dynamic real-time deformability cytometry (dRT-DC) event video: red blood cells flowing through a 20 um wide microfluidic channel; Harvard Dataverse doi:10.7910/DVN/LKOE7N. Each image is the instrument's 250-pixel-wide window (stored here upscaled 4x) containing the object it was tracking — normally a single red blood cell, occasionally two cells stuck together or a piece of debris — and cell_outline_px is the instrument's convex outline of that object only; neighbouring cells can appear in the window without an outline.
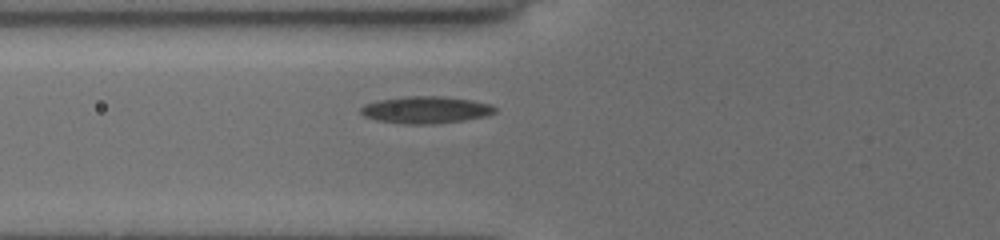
{"species": "common noctule bat (a hibernating species)", "species_latin": "Nyctalus noctula", "temperature_condition": "cold", "stored_images_in_passage": 36, "camera_frame_rate_fps": 3000, "um_per_image_px": 0.085, "animal": {"sex": "female", "body_mass_g": 19.5, "forearm_length_mm": 54.1}, "frame": {"image": 1, "passage_image": 4, "time_ms": 1.0, "image_size_px": [1000, 240], "cell_outline_px": [[496, 112], [484, 116], [464, 120], [428, 124], [408, 124], [380, 120], [364, 116], [360, 112], [360, 108], [364, 104], [380, 100], [404, 96], [440, 96], [472, 100], [492, 104], [496, 108]], "centroid_in_image_um": [36.2, 9.32], "position_along_channel_um": 89.6, "area_um2": 20.92}}
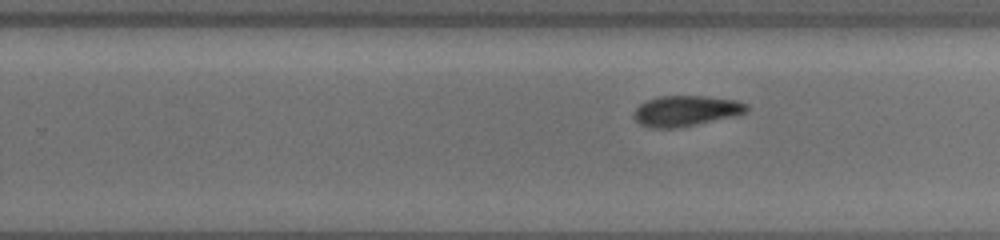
{"frame": {"image": 2, "passage_image": 18, "time_ms": 5.667, "image_size_px": [1000, 240], "cell_outline_px": [[748, 108], [744, 112], [728, 116], [692, 124], [668, 128], [664, 128], [640, 124], [636, 120], [636, 108], [640, 104], [648, 100], [660, 96], [704, 96], [736, 100], [748, 104]], "centroid_in_image_um": [58.29, 9.38], "position_along_channel_um": 271.5, "area_um2": 19.02}}
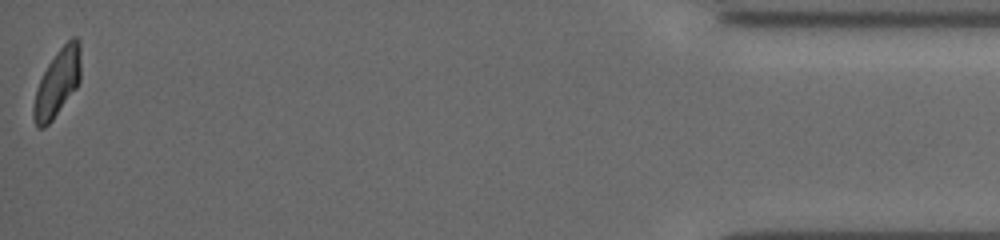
{"frame": {"image": 3, "passage_image": 36, "time_ms": 11.667, "image_size_px": [1000, 240], "cell_outline_px": [[80, 80], [76, 88], [52, 120], [44, 128], [40, 128], [36, 124], [32, 112], [36, 92], [40, 80], [48, 64], [56, 52], [72, 36], [76, 36], [80, 40]], "centroid_in_image_um": [4.9, 7.01], "position_along_channel_um": 430.3, "area_um2": 18.21}, "authors_computed_cell_mechanics": {"area_um2": 19.4786, "velocity_mm_per_s": 3.8965, "shape_relaxation_time_tau1_ms": 6.6536, "shape_relaxation_time_tau2_ms": 4.7102, "deformation_change_tau1": 0.1396, "deformation_change_tau2": 0.1059}}